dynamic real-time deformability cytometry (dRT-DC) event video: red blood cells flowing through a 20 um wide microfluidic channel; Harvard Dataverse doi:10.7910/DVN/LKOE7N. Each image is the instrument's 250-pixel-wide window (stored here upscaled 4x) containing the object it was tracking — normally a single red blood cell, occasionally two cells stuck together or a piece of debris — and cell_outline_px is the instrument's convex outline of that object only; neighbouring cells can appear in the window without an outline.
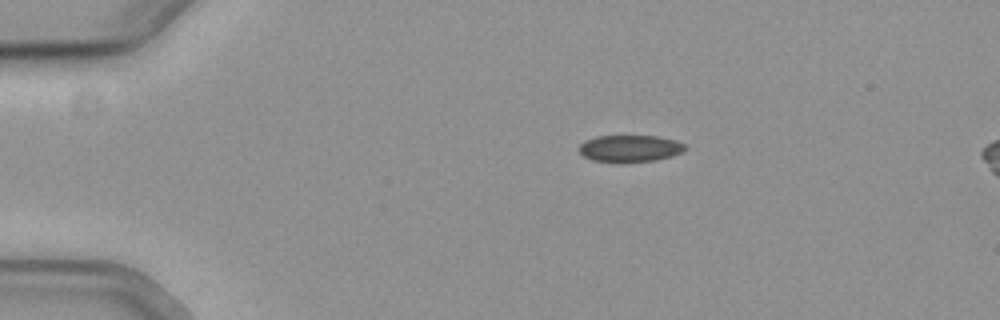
{"species": "common noctule bat (a hibernating species)", "species_latin": "Nyctalus noctula", "temperature_condition": "cold", "stored_images_in_passage": 45, "camera_frame_rate_fps": 3000, "um_per_image_px": 0.085, "animal": {"sex": "female", "body_mass_g": 19.3, "forearm_length_mm": 54.1}, "frame": {"image": 1, "passage_image": 1, "time_ms": 0.0, "image_size_px": [1000, 320], "cell_outline_px": [[688, 148], [684, 152], [672, 156], [656, 160], [620, 164], [592, 160], [584, 156], [580, 152], [580, 144], [584, 140], [596, 136], [656, 136], [676, 140], [684, 144]], "centroid_in_image_um": [53.56, 12.64], "position_along_channel_um": 31.4, "area_um2": 17.05}}
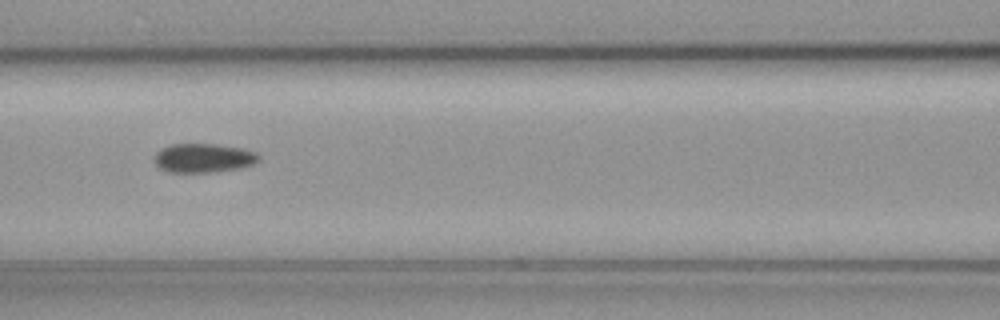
{"frame": {"image": 2, "passage_image": 15, "time_ms": 4.667, "image_size_px": [1000, 320], "cell_outline_px": [[260, 160], [252, 164], [240, 168], [216, 172], [168, 172], [160, 168], [156, 164], [156, 152], [160, 148], [172, 144], [220, 144], [244, 148], [256, 152], [260, 156]], "centroid_in_image_um": [17.33, 13.42], "position_along_channel_um": 149.3, "area_um2": 17.8}}
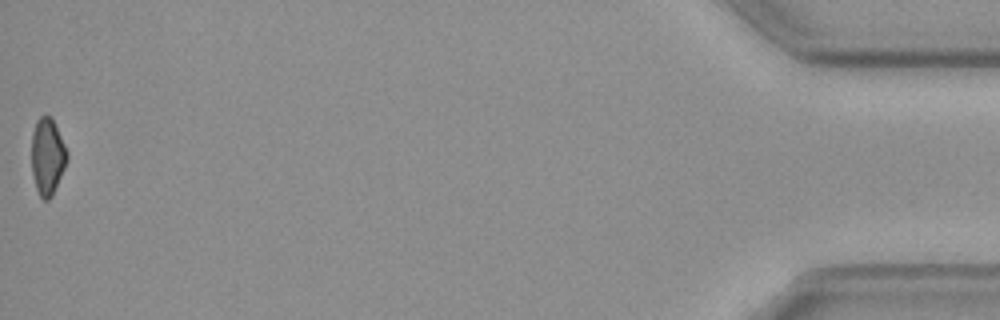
{"frame": {"image": 3, "passage_image": 45, "time_ms": 14.667, "image_size_px": [1000, 320], "cell_outline_px": [[68, 160], [52, 196], [48, 200], [44, 200], [40, 196], [36, 188], [32, 172], [32, 132], [36, 120], [40, 116], [52, 116], [68, 152]], "centroid_in_image_um": [4.04, 13.28], "position_along_channel_um": 431.2, "area_um2": 15.95}, "authors_computed_cell_mechanics": {"area_um2": 17.4556, "velocity_mm_per_s": 3.8168, "shape_relaxation_time_tau1_ms": 3.142, "shape_relaxation_time_tau2_ms": null, "deformation_change_tau1": 0.0591, "deformation_change_tau2": null}}